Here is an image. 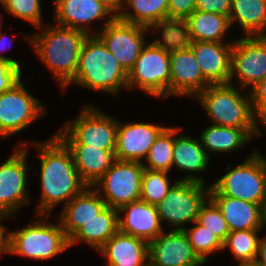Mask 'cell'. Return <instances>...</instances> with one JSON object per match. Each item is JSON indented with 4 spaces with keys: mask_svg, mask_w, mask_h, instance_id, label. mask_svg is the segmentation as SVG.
Instances as JSON below:
<instances>
[{
    "mask_svg": "<svg viewBox=\"0 0 266 266\" xmlns=\"http://www.w3.org/2000/svg\"><path fill=\"white\" fill-rule=\"evenodd\" d=\"M34 146L41 155V200L36 214L38 219L46 220L56 205L63 201L66 205L87 185L79 177L70 149L57 135L45 143L35 142Z\"/></svg>",
    "mask_w": 266,
    "mask_h": 266,
    "instance_id": "6da1fadb",
    "label": "cell"
},
{
    "mask_svg": "<svg viewBox=\"0 0 266 266\" xmlns=\"http://www.w3.org/2000/svg\"><path fill=\"white\" fill-rule=\"evenodd\" d=\"M88 35L85 31L57 24L48 25L41 33L27 36V39L64 90L75 76L80 51Z\"/></svg>",
    "mask_w": 266,
    "mask_h": 266,
    "instance_id": "7a4b0ae2",
    "label": "cell"
},
{
    "mask_svg": "<svg viewBox=\"0 0 266 266\" xmlns=\"http://www.w3.org/2000/svg\"><path fill=\"white\" fill-rule=\"evenodd\" d=\"M128 73L119 64L97 35H88L84 40L78 67L69 84L118 95L121 87L127 88Z\"/></svg>",
    "mask_w": 266,
    "mask_h": 266,
    "instance_id": "3957f363",
    "label": "cell"
},
{
    "mask_svg": "<svg viewBox=\"0 0 266 266\" xmlns=\"http://www.w3.org/2000/svg\"><path fill=\"white\" fill-rule=\"evenodd\" d=\"M196 98L203 105L213 125L252 130V102L232 83L210 84Z\"/></svg>",
    "mask_w": 266,
    "mask_h": 266,
    "instance_id": "277c9868",
    "label": "cell"
},
{
    "mask_svg": "<svg viewBox=\"0 0 266 266\" xmlns=\"http://www.w3.org/2000/svg\"><path fill=\"white\" fill-rule=\"evenodd\" d=\"M211 186L221 195L260 204L266 197V161L257 150L242 164L230 169Z\"/></svg>",
    "mask_w": 266,
    "mask_h": 266,
    "instance_id": "5b68a950",
    "label": "cell"
},
{
    "mask_svg": "<svg viewBox=\"0 0 266 266\" xmlns=\"http://www.w3.org/2000/svg\"><path fill=\"white\" fill-rule=\"evenodd\" d=\"M29 223L26 228L18 231H9V253L25 256L37 261L54 258L58 253L69 248V239L66 237L60 222L46 223L43 218Z\"/></svg>",
    "mask_w": 266,
    "mask_h": 266,
    "instance_id": "8992f818",
    "label": "cell"
},
{
    "mask_svg": "<svg viewBox=\"0 0 266 266\" xmlns=\"http://www.w3.org/2000/svg\"><path fill=\"white\" fill-rule=\"evenodd\" d=\"M118 121L92 105L86 106L72 122L56 134L65 144H84L115 151Z\"/></svg>",
    "mask_w": 266,
    "mask_h": 266,
    "instance_id": "52a82bcc",
    "label": "cell"
},
{
    "mask_svg": "<svg viewBox=\"0 0 266 266\" xmlns=\"http://www.w3.org/2000/svg\"><path fill=\"white\" fill-rule=\"evenodd\" d=\"M170 53L153 42L145 45L128 72L127 89L136 86L148 95L170 96Z\"/></svg>",
    "mask_w": 266,
    "mask_h": 266,
    "instance_id": "ba28073f",
    "label": "cell"
},
{
    "mask_svg": "<svg viewBox=\"0 0 266 266\" xmlns=\"http://www.w3.org/2000/svg\"><path fill=\"white\" fill-rule=\"evenodd\" d=\"M209 193L210 186L177 180L165 198L156 205L161 222H169L173 226L172 230H183L186 223L197 221L200 208L209 198Z\"/></svg>",
    "mask_w": 266,
    "mask_h": 266,
    "instance_id": "9c48e42d",
    "label": "cell"
},
{
    "mask_svg": "<svg viewBox=\"0 0 266 266\" xmlns=\"http://www.w3.org/2000/svg\"><path fill=\"white\" fill-rule=\"evenodd\" d=\"M143 170L140 162L115 160L92 187L97 192H104L101 197L107 206L118 210L125 204L140 200Z\"/></svg>",
    "mask_w": 266,
    "mask_h": 266,
    "instance_id": "30bf717a",
    "label": "cell"
},
{
    "mask_svg": "<svg viewBox=\"0 0 266 266\" xmlns=\"http://www.w3.org/2000/svg\"><path fill=\"white\" fill-rule=\"evenodd\" d=\"M20 79L0 94V136L6 138L27 128L44 115L45 107L33 97Z\"/></svg>",
    "mask_w": 266,
    "mask_h": 266,
    "instance_id": "8fae6325",
    "label": "cell"
},
{
    "mask_svg": "<svg viewBox=\"0 0 266 266\" xmlns=\"http://www.w3.org/2000/svg\"><path fill=\"white\" fill-rule=\"evenodd\" d=\"M27 143L17 146L15 152L0 165V213L15 217L16 211L26 206L30 199L27 192ZM24 146V148H23ZM15 213V214H14Z\"/></svg>",
    "mask_w": 266,
    "mask_h": 266,
    "instance_id": "7c38bea8",
    "label": "cell"
},
{
    "mask_svg": "<svg viewBox=\"0 0 266 266\" xmlns=\"http://www.w3.org/2000/svg\"><path fill=\"white\" fill-rule=\"evenodd\" d=\"M238 78L241 90L253 88L266 77V36H245L234 40L229 83Z\"/></svg>",
    "mask_w": 266,
    "mask_h": 266,
    "instance_id": "4fadbf2b",
    "label": "cell"
},
{
    "mask_svg": "<svg viewBox=\"0 0 266 266\" xmlns=\"http://www.w3.org/2000/svg\"><path fill=\"white\" fill-rule=\"evenodd\" d=\"M149 31L145 26L128 23L116 17L100 32L92 35H97L103 41L128 73L134 67L142 48L147 44L144 35Z\"/></svg>",
    "mask_w": 266,
    "mask_h": 266,
    "instance_id": "5bb4252c",
    "label": "cell"
},
{
    "mask_svg": "<svg viewBox=\"0 0 266 266\" xmlns=\"http://www.w3.org/2000/svg\"><path fill=\"white\" fill-rule=\"evenodd\" d=\"M149 266H201L205 263L193 251L183 230L162 232L149 243Z\"/></svg>",
    "mask_w": 266,
    "mask_h": 266,
    "instance_id": "9a60e30c",
    "label": "cell"
},
{
    "mask_svg": "<svg viewBox=\"0 0 266 266\" xmlns=\"http://www.w3.org/2000/svg\"><path fill=\"white\" fill-rule=\"evenodd\" d=\"M166 127L150 123H120L116 137L115 159L142 163L158 135Z\"/></svg>",
    "mask_w": 266,
    "mask_h": 266,
    "instance_id": "2e32d148",
    "label": "cell"
},
{
    "mask_svg": "<svg viewBox=\"0 0 266 266\" xmlns=\"http://www.w3.org/2000/svg\"><path fill=\"white\" fill-rule=\"evenodd\" d=\"M170 96H197L210 83L203 77L190 48L170 53Z\"/></svg>",
    "mask_w": 266,
    "mask_h": 266,
    "instance_id": "e0dca14e",
    "label": "cell"
},
{
    "mask_svg": "<svg viewBox=\"0 0 266 266\" xmlns=\"http://www.w3.org/2000/svg\"><path fill=\"white\" fill-rule=\"evenodd\" d=\"M234 40L225 42L195 41L191 43L203 77L210 84H228Z\"/></svg>",
    "mask_w": 266,
    "mask_h": 266,
    "instance_id": "ac0fdd59",
    "label": "cell"
},
{
    "mask_svg": "<svg viewBox=\"0 0 266 266\" xmlns=\"http://www.w3.org/2000/svg\"><path fill=\"white\" fill-rule=\"evenodd\" d=\"M54 4V19L58 25L79 29L89 35H91V31L87 25L92 21L106 18L105 26L116 18L108 8L97 0H55Z\"/></svg>",
    "mask_w": 266,
    "mask_h": 266,
    "instance_id": "d6986e66",
    "label": "cell"
},
{
    "mask_svg": "<svg viewBox=\"0 0 266 266\" xmlns=\"http://www.w3.org/2000/svg\"><path fill=\"white\" fill-rule=\"evenodd\" d=\"M125 213L118 218L119 231L135 236L150 243L163 231L156 205H151L143 200H137L123 205L118 209V214Z\"/></svg>",
    "mask_w": 266,
    "mask_h": 266,
    "instance_id": "ffe728a7",
    "label": "cell"
},
{
    "mask_svg": "<svg viewBox=\"0 0 266 266\" xmlns=\"http://www.w3.org/2000/svg\"><path fill=\"white\" fill-rule=\"evenodd\" d=\"M209 198L220 209L231 231L261 230L266 227L260 204L219 194L211 185Z\"/></svg>",
    "mask_w": 266,
    "mask_h": 266,
    "instance_id": "44dd1931",
    "label": "cell"
},
{
    "mask_svg": "<svg viewBox=\"0 0 266 266\" xmlns=\"http://www.w3.org/2000/svg\"><path fill=\"white\" fill-rule=\"evenodd\" d=\"M100 194L103 193L87 186L79 195L63 206L59 220L68 239L107 207Z\"/></svg>",
    "mask_w": 266,
    "mask_h": 266,
    "instance_id": "7402d4cb",
    "label": "cell"
},
{
    "mask_svg": "<svg viewBox=\"0 0 266 266\" xmlns=\"http://www.w3.org/2000/svg\"><path fill=\"white\" fill-rule=\"evenodd\" d=\"M107 266H149V243L119 230L98 250Z\"/></svg>",
    "mask_w": 266,
    "mask_h": 266,
    "instance_id": "603a6c76",
    "label": "cell"
},
{
    "mask_svg": "<svg viewBox=\"0 0 266 266\" xmlns=\"http://www.w3.org/2000/svg\"><path fill=\"white\" fill-rule=\"evenodd\" d=\"M180 128L174 127V146L172 166L181 171L191 172L179 181H191L205 184L201 175L194 173L206 170L210 156L206 153L199 139L189 136H177L176 133ZM193 173V174H192Z\"/></svg>",
    "mask_w": 266,
    "mask_h": 266,
    "instance_id": "cb8c5ba5",
    "label": "cell"
},
{
    "mask_svg": "<svg viewBox=\"0 0 266 266\" xmlns=\"http://www.w3.org/2000/svg\"><path fill=\"white\" fill-rule=\"evenodd\" d=\"M66 146L72 153L80 179L87 186L92 187L116 160L115 151L84 144H66Z\"/></svg>",
    "mask_w": 266,
    "mask_h": 266,
    "instance_id": "d4e9b609",
    "label": "cell"
},
{
    "mask_svg": "<svg viewBox=\"0 0 266 266\" xmlns=\"http://www.w3.org/2000/svg\"><path fill=\"white\" fill-rule=\"evenodd\" d=\"M119 216L117 209L107 206L69 238V247L81 240L99 250L119 230Z\"/></svg>",
    "mask_w": 266,
    "mask_h": 266,
    "instance_id": "484cf974",
    "label": "cell"
},
{
    "mask_svg": "<svg viewBox=\"0 0 266 266\" xmlns=\"http://www.w3.org/2000/svg\"><path fill=\"white\" fill-rule=\"evenodd\" d=\"M229 21L238 22L246 36H266V0H231Z\"/></svg>",
    "mask_w": 266,
    "mask_h": 266,
    "instance_id": "4316f807",
    "label": "cell"
},
{
    "mask_svg": "<svg viewBox=\"0 0 266 266\" xmlns=\"http://www.w3.org/2000/svg\"><path fill=\"white\" fill-rule=\"evenodd\" d=\"M185 21L192 42H224L223 37L231 27L228 17L198 10L192 12Z\"/></svg>",
    "mask_w": 266,
    "mask_h": 266,
    "instance_id": "83f0119b",
    "label": "cell"
},
{
    "mask_svg": "<svg viewBox=\"0 0 266 266\" xmlns=\"http://www.w3.org/2000/svg\"><path fill=\"white\" fill-rule=\"evenodd\" d=\"M210 125L200 133L199 137L206 153L207 151L213 153L235 151V149L244 147L251 139L252 130Z\"/></svg>",
    "mask_w": 266,
    "mask_h": 266,
    "instance_id": "f1b7e54d",
    "label": "cell"
},
{
    "mask_svg": "<svg viewBox=\"0 0 266 266\" xmlns=\"http://www.w3.org/2000/svg\"><path fill=\"white\" fill-rule=\"evenodd\" d=\"M169 0H124L118 19L150 28L155 22L168 18ZM130 7L131 12L127 11ZM133 12V13H132Z\"/></svg>",
    "mask_w": 266,
    "mask_h": 266,
    "instance_id": "f546056e",
    "label": "cell"
},
{
    "mask_svg": "<svg viewBox=\"0 0 266 266\" xmlns=\"http://www.w3.org/2000/svg\"><path fill=\"white\" fill-rule=\"evenodd\" d=\"M149 30L154 33H161L162 40L158 37L153 43L168 53L187 49L191 47V38L188 31V25L185 19L166 18L155 22ZM162 41V42H161Z\"/></svg>",
    "mask_w": 266,
    "mask_h": 266,
    "instance_id": "4dcf8cb0",
    "label": "cell"
},
{
    "mask_svg": "<svg viewBox=\"0 0 266 266\" xmlns=\"http://www.w3.org/2000/svg\"><path fill=\"white\" fill-rule=\"evenodd\" d=\"M174 146V128L166 127L156 138L146 156L144 168L149 170L166 171L172 168Z\"/></svg>",
    "mask_w": 266,
    "mask_h": 266,
    "instance_id": "1f68e13d",
    "label": "cell"
},
{
    "mask_svg": "<svg viewBox=\"0 0 266 266\" xmlns=\"http://www.w3.org/2000/svg\"><path fill=\"white\" fill-rule=\"evenodd\" d=\"M260 230L231 231L223 242V250L230 248L232 255L239 264L255 262L259 241L257 233Z\"/></svg>",
    "mask_w": 266,
    "mask_h": 266,
    "instance_id": "d6a6232c",
    "label": "cell"
},
{
    "mask_svg": "<svg viewBox=\"0 0 266 266\" xmlns=\"http://www.w3.org/2000/svg\"><path fill=\"white\" fill-rule=\"evenodd\" d=\"M168 172L149 170L144 168L141 178V195L140 199L151 205H157L161 202L168 191L176 183L170 185L167 176Z\"/></svg>",
    "mask_w": 266,
    "mask_h": 266,
    "instance_id": "836d02e7",
    "label": "cell"
},
{
    "mask_svg": "<svg viewBox=\"0 0 266 266\" xmlns=\"http://www.w3.org/2000/svg\"><path fill=\"white\" fill-rule=\"evenodd\" d=\"M191 228H184L183 231L192 245L193 251L206 263L208 254L223 250V242L212 232L200 225L197 221Z\"/></svg>",
    "mask_w": 266,
    "mask_h": 266,
    "instance_id": "e575fe53",
    "label": "cell"
},
{
    "mask_svg": "<svg viewBox=\"0 0 266 266\" xmlns=\"http://www.w3.org/2000/svg\"><path fill=\"white\" fill-rule=\"evenodd\" d=\"M197 222L214 233L222 242L226 240L227 235L230 233L220 209L210 198L201 206Z\"/></svg>",
    "mask_w": 266,
    "mask_h": 266,
    "instance_id": "d590c367",
    "label": "cell"
},
{
    "mask_svg": "<svg viewBox=\"0 0 266 266\" xmlns=\"http://www.w3.org/2000/svg\"><path fill=\"white\" fill-rule=\"evenodd\" d=\"M41 0H5L4 9L13 16L27 20L38 29L43 27Z\"/></svg>",
    "mask_w": 266,
    "mask_h": 266,
    "instance_id": "8d00e7d4",
    "label": "cell"
},
{
    "mask_svg": "<svg viewBox=\"0 0 266 266\" xmlns=\"http://www.w3.org/2000/svg\"><path fill=\"white\" fill-rule=\"evenodd\" d=\"M21 72L22 70L13 64L0 60V94L9 90L21 79Z\"/></svg>",
    "mask_w": 266,
    "mask_h": 266,
    "instance_id": "74e56055",
    "label": "cell"
},
{
    "mask_svg": "<svg viewBox=\"0 0 266 266\" xmlns=\"http://www.w3.org/2000/svg\"><path fill=\"white\" fill-rule=\"evenodd\" d=\"M195 10L217 13L229 18L231 0H196Z\"/></svg>",
    "mask_w": 266,
    "mask_h": 266,
    "instance_id": "f35d334b",
    "label": "cell"
},
{
    "mask_svg": "<svg viewBox=\"0 0 266 266\" xmlns=\"http://www.w3.org/2000/svg\"><path fill=\"white\" fill-rule=\"evenodd\" d=\"M196 0H169L168 18L186 19L195 11Z\"/></svg>",
    "mask_w": 266,
    "mask_h": 266,
    "instance_id": "ab89813d",
    "label": "cell"
},
{
    "mask_svg": "<svg viewBox=\"0 0 266 266\" xmlns=\"http://www.w3.org/2000/svg\"><path fill=\"white\" fill-rule=\"evenodd\" d=\"M252 110L253 127L251 137H253V135L262 136L261 130L259 129L260 127L257 124L262 123L264 128H266V105H252Z\"/></svg>",
    "mask_w": 266,
    "mask_h": 266,
    "instance_id": "60d3db41",
    "label": "cell"
},
{
    "mask_svg": "<svg viewBox=\"0 0 266 266\" xmlns=\"http://www.w3.org/2000/svg\"><path fill=\"white\" fill-rule=\"evenodd\" d=\"M252 105H266V77L248 90Z\"/></svg>",
    "mask_w": 266,
    "mask_h": 266,
    "instance_id": "b9f144b4",
    "label": "cell"
},
{
    "mask_svg": "<svg viewBox=\"0 0 266 266\" xmlns=\"http://www.w3.org/2000/svg\"><path fill=\"white\" fill-rule=\"evenodd\" d=\"M11 218L6 214L0 213V221ZM7 234V235H6ZM2 253H9V232H6V227L0 222V256Z\"/></svg>",
    "mask_w": 266,
    "mask_h": 266,
    "instance_id": "7bdbcfd3",
    "label": "cell"
},
{
    "mask_svg": "<svg viewBox=\"0 0 266 266\" xmlns=\"http://www.w3.org/2000/svg\"><path fill=\"white\" fill-rule=\"evenodd\" d=\"M99 3L103 4L108 8L116 17L119 16L124 0H97Z\"/></svg>",
    "mask_w": 266,
    "mask_h": 266,
    "instance_id": "ee69618b",
    "label": "cell"
},
{
    "mask_svg": "<svg viewBox=\"0 0 266 266\" xmlns=\"http://www.w3.org/2000/svg\"><path fill=\"white\" fill-rule=\"evenodd\" d=\"M255 263L260 266H266V235L260 238Z\"/></svg>",
    "mask_w": 266,
    "mask_h": 266,
    "instance_id": "f6af8a7d",
    "label": "cell"
},
{
    "mask_svg": "<svg viewBox=\"0 0 266 266\" xmlns=\"http://www.w3.org/2000/svg\"><path fill=\"white\" fill-rule=\"evenodd\" d=\"M5 37H6V35L4 36L3 33L0 31V52L4 51L5 48L7 49V44H6V38ZM0 60L9 62V63L13 64L15 67H18L21 70V65L15 59H11V58H8L6 56H3L0 53Z\"/></svg>",
    "mask_w": 266,
    "mask_h": 266,
    "instance_id": "bcb514c9",
    "label": "cell"
},
{
    "mask_svg": "<svg viewBox=\"0 0 266 266\" xmlns=\"http://www.w3.org/2000/svg\"><path fill=\"white\" fill-rule=\"evenodd\" d=\"M262 209H263V220H264V224L266 226V197H265V201H264Z\"/></svg>",
    "mask_w": 266,
    "mask_h": 266,
    "instance_id": "7dc6e473",
    "label": "cell"
},
{
    "mask_svg": "<svg viewBox=\"0 0 266 266\" xmlns=\"http://www.w3.org/2000/svg\"><path fill=\"white\" fill-rule=\"evenodd\" d=\"M238 266H260V265H258L255 262H252V263H242V264H239Z\"/></svg>",
    "mask_w": 266,
    "mask_h": 266,
    "instance_id": "c3c4849f",
    "label": "cell"
},
{
    "mask_svg": "<svg viewBox=\"0 0 266 266\" xmlns=\"http://www.w3.org/2000/svg\"><path fill=\"white\" fill-rule=\"evenodd\" d=\"M4 4H5V0H0V5L4 7Z\"/></svg>",
    "mask_w": 266,
    "mask_h": 266,
    "instance_id": "681fc988",
    "label": "cell"
}]
</instances>
